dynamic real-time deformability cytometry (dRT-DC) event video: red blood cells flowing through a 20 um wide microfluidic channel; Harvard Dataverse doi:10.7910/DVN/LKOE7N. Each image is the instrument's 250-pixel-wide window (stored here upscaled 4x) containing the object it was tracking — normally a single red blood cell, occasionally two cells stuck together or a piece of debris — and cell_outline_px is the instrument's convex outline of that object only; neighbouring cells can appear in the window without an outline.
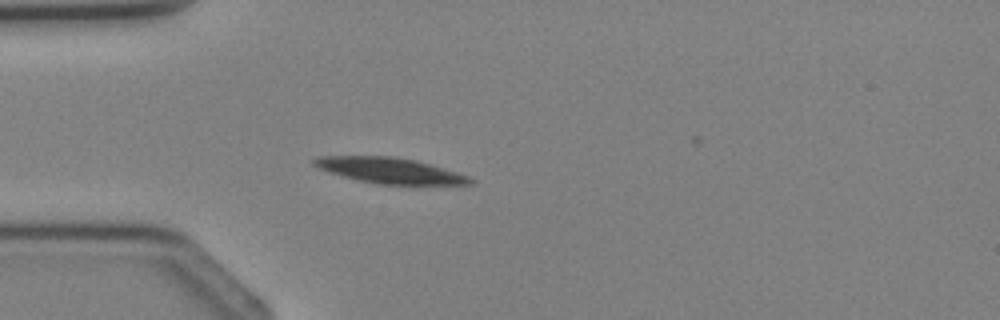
{"species": "Egyptian fruit bat (a non-hibernating species)", "species_latin": "Rousettus aegyptiacus", "temperature_condition": "cold", "stored_images_in_passage": 2, "camera_frame_rate_fps": 3000, "um_per_image_px": 0.085, "animal": {"sex": "female"}, "frame": {"image": 1, "passage_image": 2, "time_ms": 1.333, "image_size_px": [1000, 320], "cell_outline_px": [[476, 180], [472, 184], [380, 184], [360, 180], [328, 172], [312, 164], [312, 160], [320, 156], [392, 156], [416, 160], [444, 168], [468, 176]], "centroid_in_image_um": [33.15, 14.48], "position_along_channel_um": 51.9, "area_um2": 23.0}}